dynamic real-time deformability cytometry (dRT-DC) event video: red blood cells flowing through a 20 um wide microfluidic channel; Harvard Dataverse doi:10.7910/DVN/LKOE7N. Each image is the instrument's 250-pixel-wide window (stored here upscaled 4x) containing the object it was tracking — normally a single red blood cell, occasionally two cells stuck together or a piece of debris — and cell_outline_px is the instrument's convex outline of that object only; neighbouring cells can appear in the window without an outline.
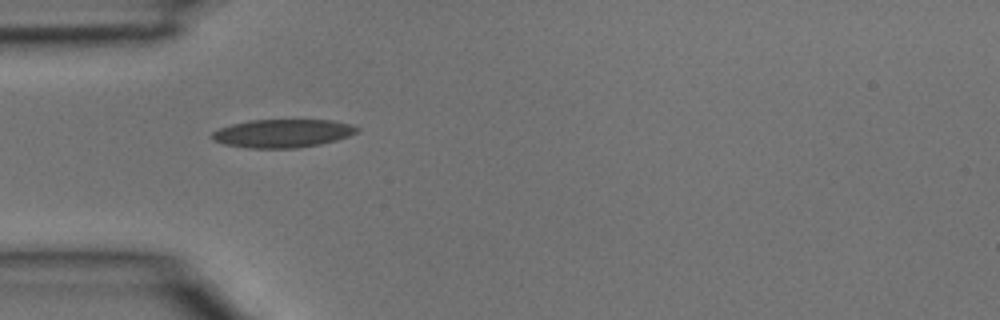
{"species": "common noctule bat (a hibernating species)", "species_latin": "Nyctalus noctula", "temperature_condition": "room temperature", "stored_images_in_passage": 2, "camera_frame_rate_fps": 3000, "um_per_image_px": 0.085, "animal": {"sex": "male", "body_mass_g": 15.6}, "frame": {"image": 1, "passage_image": 1, "time_ms": 0.0, "image_size_px": [1000, 320], "cell_outline_px": [[360, 128], [356, 132], [348, 136], [336, 140], [320, 144], [296, 148], [248, 148], [224, 144], [212, 140], [212, 132], [220, 128], [232, 124], [248, 120], [332, 120], [352, 124]], "centroid_in_image_um": [24.02, 11.33], "position_along_channel_um": 61.0, "area_um2": 23.87}}